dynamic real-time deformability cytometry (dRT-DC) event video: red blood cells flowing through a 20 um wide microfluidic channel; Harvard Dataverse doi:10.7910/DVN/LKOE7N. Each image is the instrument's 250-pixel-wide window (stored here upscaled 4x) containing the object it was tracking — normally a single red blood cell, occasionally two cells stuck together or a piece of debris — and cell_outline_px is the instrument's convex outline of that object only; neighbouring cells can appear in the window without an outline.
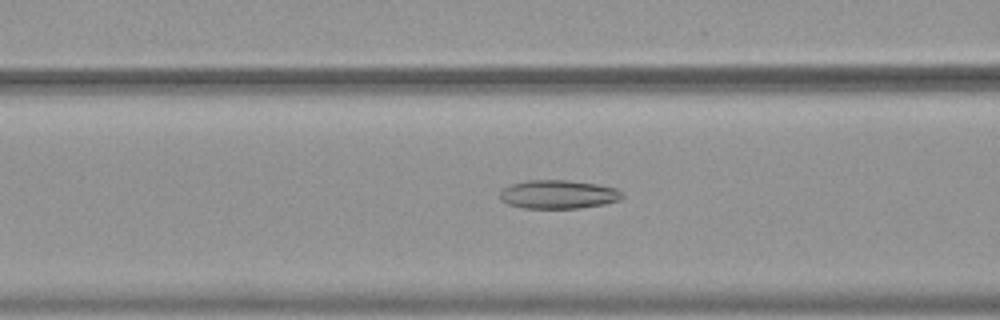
{"species": "common noctule bat (a hibernating species)", "species_latin": "Nyctalus noctula", "temperature_condition": "warm", "stored_images_in_passage": 55, "camera_frame_rate_fps": 3000, "um_per_image_px": 0.085, "animal": {"sex": "female", "body_mass_g": 19.9}, "frame": {"image": 1, "passage_image": 23, "time_ms": 7.333, "image_size_px": [1000, 320], "cell_outline_px": [[624, 196], [620, 200], [604, 204], [580, 208], [524, 208], [508, 204], [500, 200], [500, 192], [504, 188], [512, 184], [528, 180], [568, 180], [596, 184], [616, 188], [624, 192]], "centroid_in_image_um": [47.48, 16.52], "position_along_channel_um": 119.1, "area_um2": 20.46}}
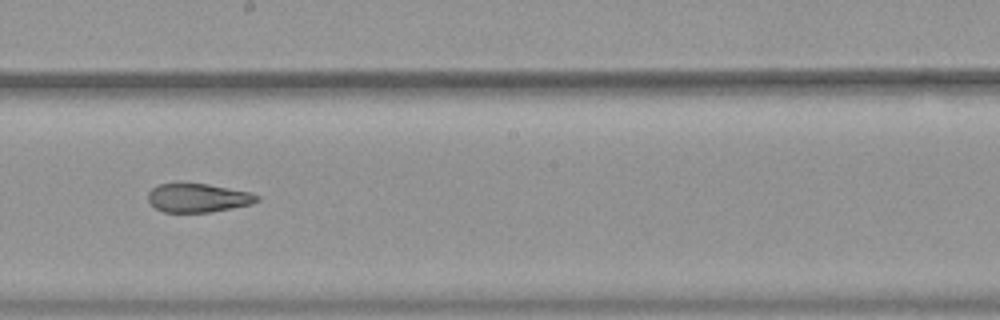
{"frame": {"image": 2, "passage_image": 32, "time_ms": 10.333, "image_size_px": [1000, 320], "cell_outline_px": [[260, 200], [252, 204], [212, 212], [164, 212], [156, 208], [148, 200], [148, 192], [152, 188], [160, 184], [180, 180], [208, 184], [252, 192], [260, 196]], "centroid_in_image_um": [16.83, 16.78], "position_along_channel_um": 231.4, "area_um2": 18.9}}
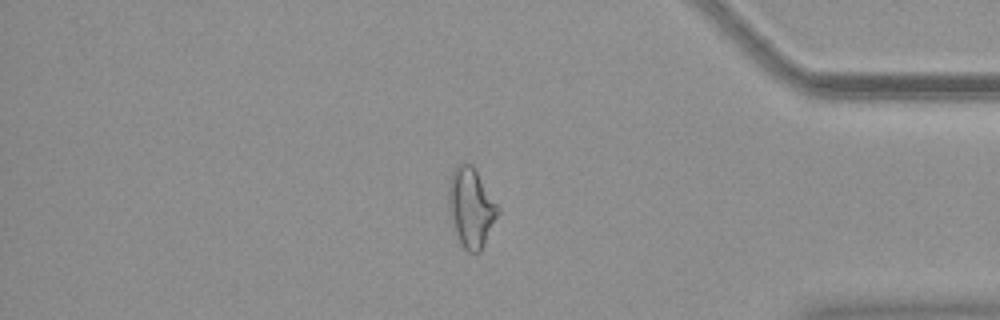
{"frame": {"image": 3, "passage_image": 47, "time_ms": 15.333, "image_size_px": [1000, 320], "cell_outline_px": [[500, 208], [484, 244], [480, 252], [468, 252], [460, 244], [452, 224], [448, 208], [448, 184], [452, 172], [460, 164], [472, 164]], "centroid_in_image_um": [40.01, 17.65], "position_along_channel_um": 395.2, "area_um2": 22.54}, "authors_computed_cell_mechanics": {"area_um2": 22.9466, "velocity_mm_per_s": 3.7447, "shape_relaxation_time_tau1_ms": null, "shape_relaxation_time_tau2_ms": 2.6313, "deformation_change_tau1": null, "deformation_change_tau2": 0.1126}}